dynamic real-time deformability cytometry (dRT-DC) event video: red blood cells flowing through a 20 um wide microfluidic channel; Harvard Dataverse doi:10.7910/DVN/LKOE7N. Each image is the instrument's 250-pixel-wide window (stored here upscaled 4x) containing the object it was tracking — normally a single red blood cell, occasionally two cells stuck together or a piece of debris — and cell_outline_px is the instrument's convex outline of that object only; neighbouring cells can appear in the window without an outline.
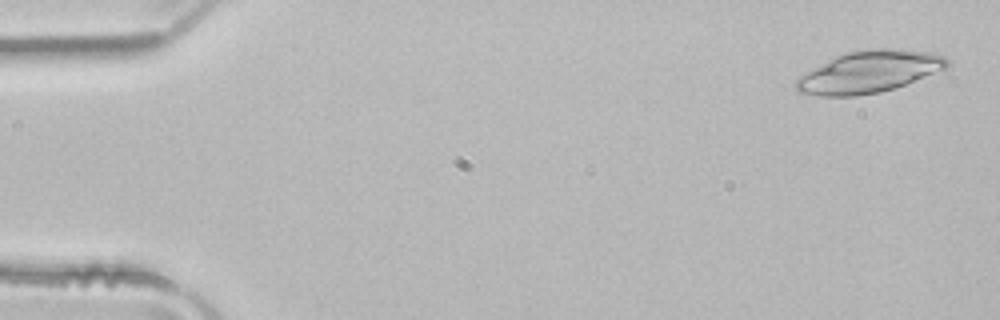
{"species": "common noctule bat (a hibernating species)", "species_latin": "Nyctalus noctula", "temperature_condition": "room temperature", "stored_images_in_passage": 50, "camera_frame_rate_fps": 3000, "um_per_image_px": 0.085, "animal": {"sex": "male", "body_mass_g": 21.5, "forearm_length_mm": 52.0}, "frame": {"image": 1, "passage_image": 2, "time_ms": 0.333, "image_size_px": [1000, 320], "cell_outline_px": [[948, 68], [904, 84], [880, 92], [856, 96], [820, 96], [800, 92], [792, 84], [800, 76], [812, 68], [836, 56], [848, 52], [872, 48], [896, 48], [932, 52], [944, 56], [948, 60]], "centroid_in_image_um": [73.87, 6.1], "position_along_channel_um": 11.1, "area_um2": 36.7}}
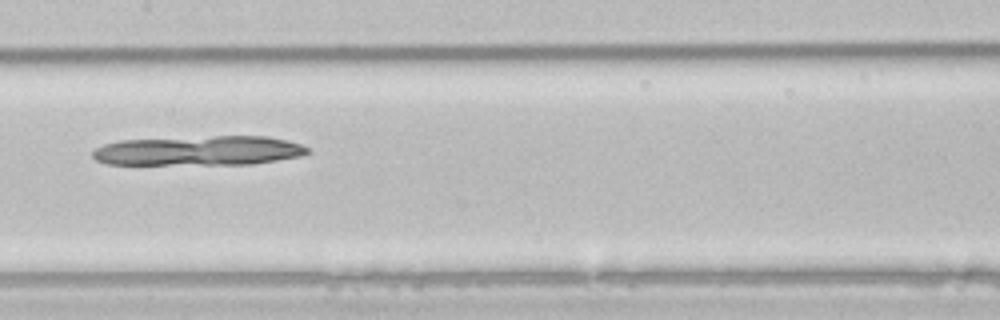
{"frame": {"image": 2, "passage_image": 25, "time_ms": 8.0, "image_size_px": [1000, 320], "cell_outline_px": [[308, 152], [300, 156], [252, 164], [108, 164], [96, 160], [92, 156], [92, 152], [96, 148], [104, 144], [120, 140], [212, 136], [268, 136], [288, 140], [300, 144], [308, 148]], "centroid_in_image_um": [16.89, 12.8], "position_along_channel_um": 190.5, "area_um2": 36.99}}